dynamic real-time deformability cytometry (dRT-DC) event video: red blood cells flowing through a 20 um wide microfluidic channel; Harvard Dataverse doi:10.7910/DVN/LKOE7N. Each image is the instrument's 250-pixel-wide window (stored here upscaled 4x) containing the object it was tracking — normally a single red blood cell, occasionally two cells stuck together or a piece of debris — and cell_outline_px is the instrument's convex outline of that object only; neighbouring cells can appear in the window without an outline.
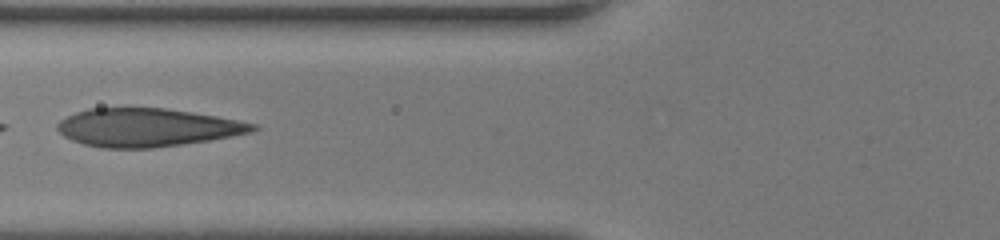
{"species": "human", "species_latin": "Homo sapiens", "temperature_condition": "room temperature", "stored_images_in_passage": 40, "camera_frame_rate_fps": 3000, "um_per_image_px": 0.085, "donor": {"sex": "female"}, "frame": {"image": 1, "passage_image": 12, "time_ms": 3.667, "image_size_px": [1000, 240], "cell_outline_px": [[260, 128], [252, 132], [232, 136], [184, 144], [152, 148], [100, 148], [84, 144], [72, 140], [64, 136], [56, 128], [56, 124], [60, 120], [76, 112], [88, 108], [164, 108], [192, 112], [216, 116], [256, 124]], "centroid_in_image_um": [12.49, 10.84], "position_along_channel_um": 113.3, "area_um2": 43.47}}
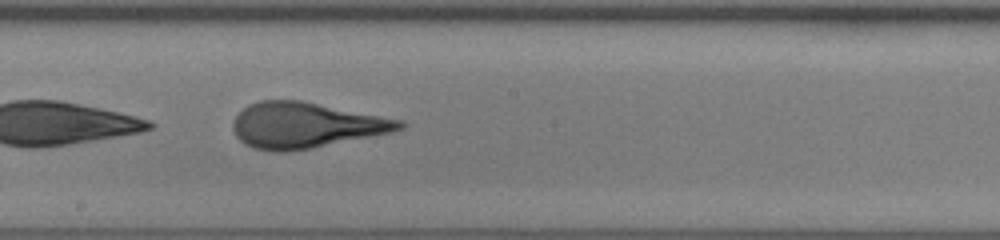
{"frame": {"image": 2, "passage_image": 20, "time_ms": 6.333, "image_size_px": [1000, 240], "cell_outline_px": [[404, 128], [388, 132], [312, 148], [284, 152], [276, 152], [252, 148], [244, 144], [236, 136], [232, 128], [232, 124], [236, 116], [248, 104], [260, 100], [300, 100], [404, 120]], "centroid_in_image_um": [25.93, 10.64], "position_along_channel_um": 222.3, "area_um2": 43.99}}
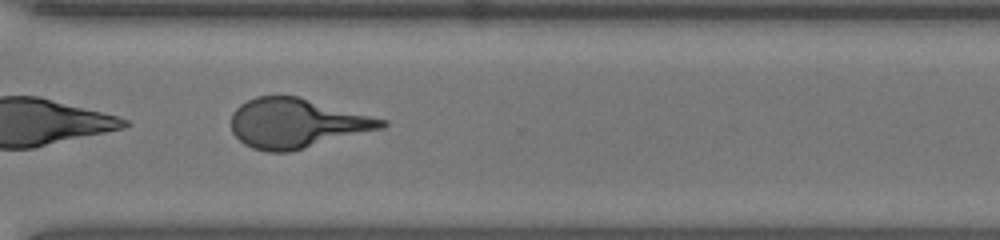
{"frame": {"image": 3, "passage_image": 29, "time_ms": 9.333, "image_size_px": [1000, 240], "cell_outline_px": [[388, 124], [384, 128], [288, 152], [268, 152], [252, 148], [244, 144], [232, 132], [232, 112], [240, 104], [256, 96], [300, 96], [388, 120]], "centroid_in_image_um": [25.23, 10.47], "position_along_channel_um": 345.4, "area_um2": 43.47}, "authors_computed_cell_mechanics": {"area_um2": 44.0725, "velocity_mm_per_s": 4.101, "shape_relaxation_time_tau1_ms": 6.4714, "shape_relaxation_time_tau2_ms": 0.7241, "deformation_change_tau1": 0.2431, "deformation_change_tau2": 0.0771}}